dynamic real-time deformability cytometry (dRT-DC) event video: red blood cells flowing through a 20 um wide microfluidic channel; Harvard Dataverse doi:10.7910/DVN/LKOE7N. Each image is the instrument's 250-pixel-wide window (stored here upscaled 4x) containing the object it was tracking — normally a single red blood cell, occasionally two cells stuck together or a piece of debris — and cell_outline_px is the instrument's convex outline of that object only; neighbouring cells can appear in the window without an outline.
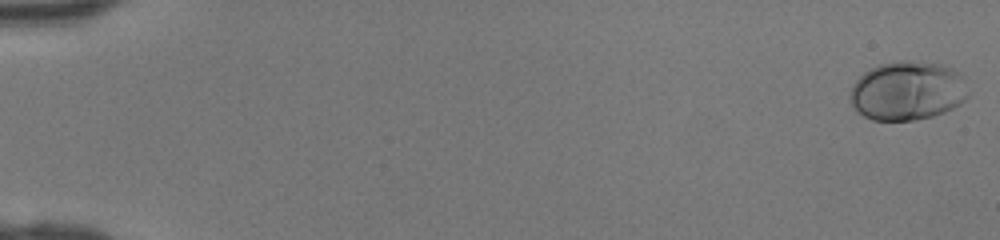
{"species": "human", "species_latin": "Homo sapiens", "temperature_condition": "room temperature", "stored_images_in_passage": 47, "camera_frame_rate_fps": 3000, "um_per_image_px": 0.085, "donor": {"sex": "female"}, "frame": {"image": 1, "passage_image": 1, "time_ms": 0.0, "image_size_px": [1000, 240], "cell_outline_px": [[968, 96], [960, 104], [944, 112], [932, 116], [916, 120], [872, 120], [864, 116], [848, 100], [848, 96], [852, 84], [864, 72], [880, 64], [900, 60], [908, 60], [940, 64], [952, 68], [960, 72], [964, 76], [968, 92]], "centroid_in_image_um": [77.14, 7.71], "position_along_channel_um": 7.9, "area_um2": 40.92}}
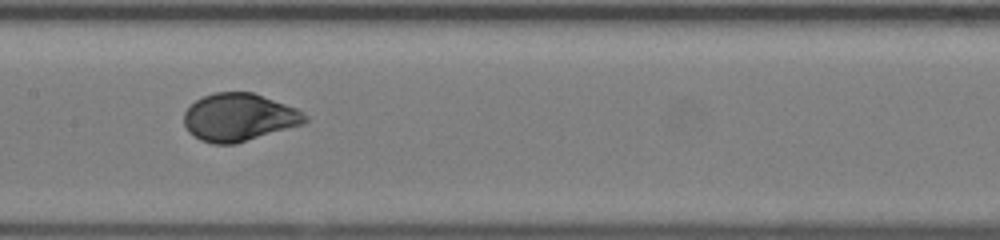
{"frame": {"image": 2, "passage_image": 25, "time_ms": 8.0, "image_size_px": [1000, 240], "cell_outline_px": [[308, 120], [304, 124], [236, 144], [212, 144], [200, 140], [188, 132], [184, 124], [184, 112], [196, 100], [204, 96], [216, 92], [252, 92], [296, 108], [308, 116]], "centroid_in_image_um": [20.32, 9.99], "position_along_channel_um": 187.1, "area_um2": 33.7}}
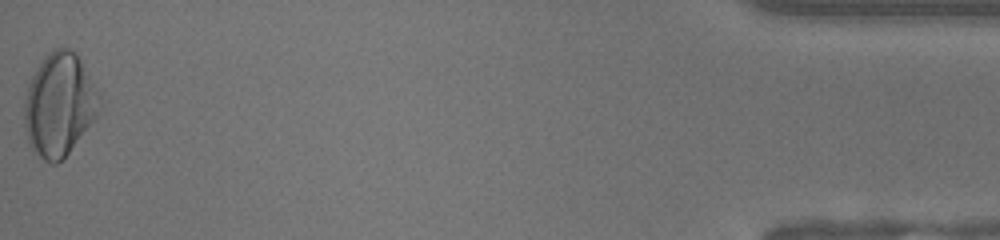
{"frame": {"image": 3, "passage_image": 47, "time_ms": 15.333, "image_size_px": [1000, 240], "cell_outline_px": [[100, 96], [96, 116], [68, 152], [56, 164], [52, 164], [44, 160], [32, 148], [28, 140], [24, 128], [24, 100], [28, 84], [36, 68], [44, 56], [48, 52], [56, 48], [68, 48], [76, 52], [100, 92]], "centroid_in_image_um": [5.02, 8.85], "position_along_channel_um": 430.2, "area_um2": 44.74}}